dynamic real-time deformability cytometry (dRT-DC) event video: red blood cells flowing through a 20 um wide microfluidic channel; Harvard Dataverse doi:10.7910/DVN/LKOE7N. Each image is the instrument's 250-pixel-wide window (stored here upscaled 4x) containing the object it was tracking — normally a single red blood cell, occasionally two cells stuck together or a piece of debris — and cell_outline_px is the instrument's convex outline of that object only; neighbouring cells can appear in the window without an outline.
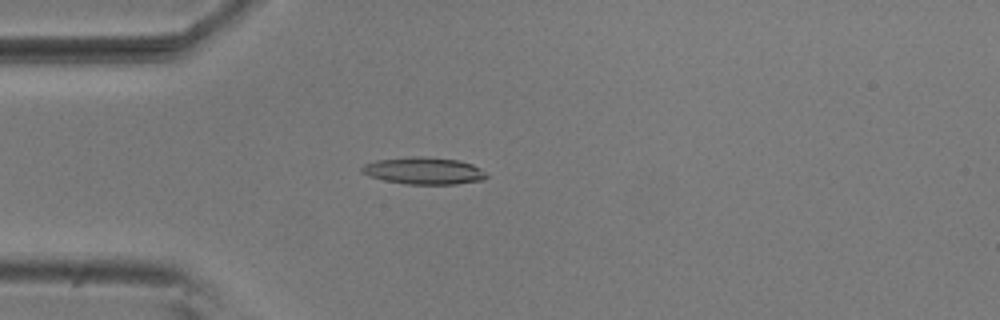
{"species": "common noctule bat (a hibernating species)", "species_latin": "Nyctalus noctula", "temperature_condition": "room temperature", "stored_images_in_passage": 2, "camera_frame_rate_fps": 3000, "um_per_image_px": 0.085, "animal": {"sex": "male", "body_mass_g": 20.5, "forearm_length_mm": 52.5}, "frame": {"image": 1, "passage_image": 1, "time_ms": 0.0, "image_size_px": [1000, 320], "cell_outline_px": [[488, 176], [484, 180], [456, 184], [408, 184], [384, 180], [368, 176], [360, 172], [360, 168], [364, 164], [376, 160], [412, 156], [424, 156], [460, 160], [472, 164], [480, 168]], "centroid_in_image_um": [36.01, 14.51], "position_along_channel_um": 49.0, "area_um2": 19.83}}